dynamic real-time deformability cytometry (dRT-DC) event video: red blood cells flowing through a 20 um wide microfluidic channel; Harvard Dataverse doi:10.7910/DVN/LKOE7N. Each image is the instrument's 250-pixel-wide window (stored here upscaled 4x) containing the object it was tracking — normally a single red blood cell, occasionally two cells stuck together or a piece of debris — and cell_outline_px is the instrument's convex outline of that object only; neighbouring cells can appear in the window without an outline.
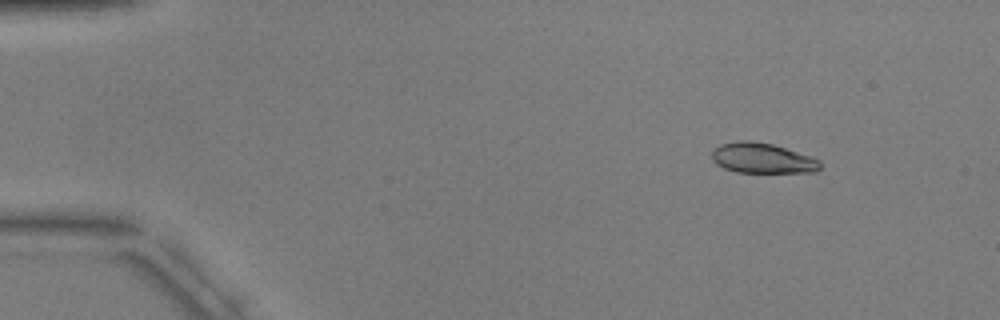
{"species": "common noctule bat (a hibernating species)", "species_latin": "Nyctalus noctula", "temperature_condition": "warm", "stored_images_in_passage": 6, "camera_frame_rate_fps": 3000, "um_per_image_px": 0.085, "animal": {"sex": "male", "body_mass_g": 17.9, "forearm_length_mm": 54.2}, "frame": {"image": 1, "passage_image": 2, "time_ms": 1.0, "image_size_px": [1000, 320], "cell_outline_px": [[820, 168], [816, 172], [736, 172], [724, 168], [716, 164], [712, 160], [712, 152], [720, 144], [736, 140], [752, 140], [772, 144], [812, 156], [820, 160]], "centroid_in_image_um": [64.79, 13.43], "position_along_channel_um": 20.2, "area_um2": 19.19}}
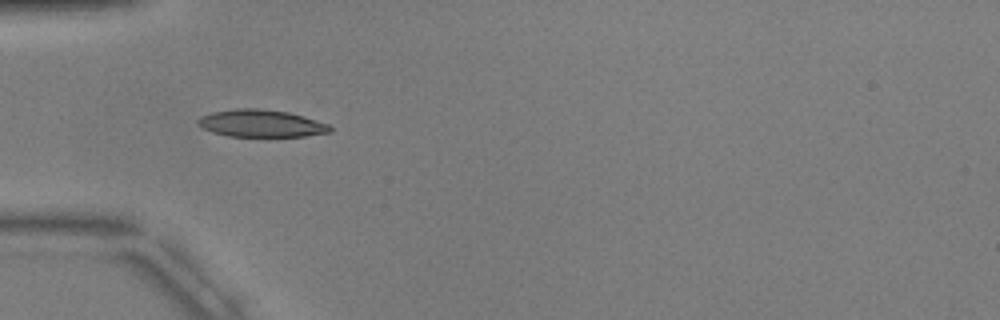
{"frame": {"image": 2, "passage_image": 5, "time_ms": 4.667, "image_size_px": [1000, 320], "cell_outline_px": [[332, 132], [304, 136], [228, 136], [212, 132], [196, 124], [196, 120], [200, 116], [212, 112], [236, 108], [260, 108], [288, 112], [316, 120], [328, 124], [332, 128]], "centroid_in_image_um": [22.17, 10.48], "position_along_channel_um": 62.8, "area_um2": 21.04}}
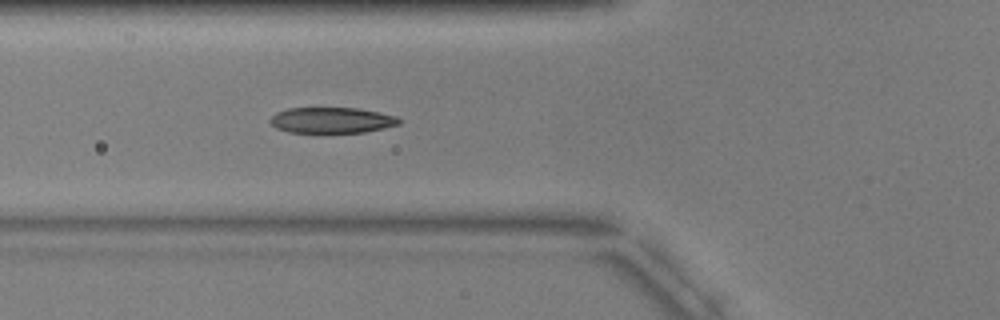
{"frame": {"image": 3, "passage_image": 6, "time_ms": 5.667, "image_size_px": [1000, 320], "cell_outline_px": [[400, 124], [384, 128], [364, 132], [288, 132], [276, 128], [268, 120], [276, 112], [288, 108], [360, 108], [380, 112], [396, 116], [400, 120]], "centroid_in_image_um": [28.19, 10.21], "position_along_channel_um": 97.6, "area_um2": 19.36}}